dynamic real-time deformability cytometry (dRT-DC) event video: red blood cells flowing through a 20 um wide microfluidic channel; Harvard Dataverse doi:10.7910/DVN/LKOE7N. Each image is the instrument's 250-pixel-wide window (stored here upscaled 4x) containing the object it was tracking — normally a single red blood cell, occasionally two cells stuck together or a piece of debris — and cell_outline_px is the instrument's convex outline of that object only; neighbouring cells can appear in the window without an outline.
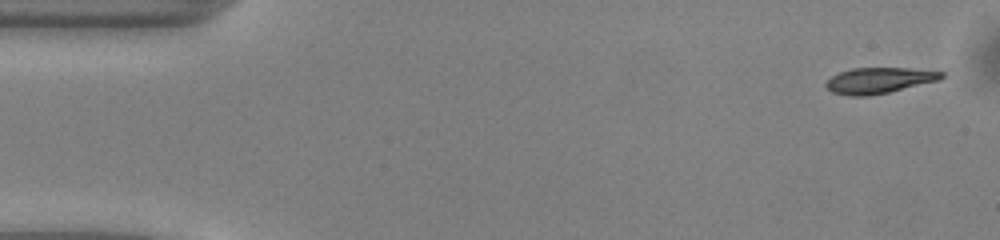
{"species": "common noctule bat (a hibernating species)", "species_latin": "Nyctalus noctula", "temperature_condition": "warm", "stored_images_in_passage": 48, "camera_frame_rate_fps": 3000, "um_per_image_px": 0.085, "animal": {"sex": "male", "body_mass_g": 13.0, "forearm_length_mm": 53.1}, "frame": {"image": 1, "passage_image": 1, "time_ms": 0.0, "image_size_px": [1000, 240], "cell_outline_px": [[944, 76], [940, 80], [888, 92], [868, 96], [848, 96], [832, 92], [824, 84], [832, 76], [840, 72], [852, 68], [908, 68], [944, 72]], "centroid_in_image_um": [74.71, 6.84], "position_along_channel_um": 10.3, "area_um2": 17.28}}
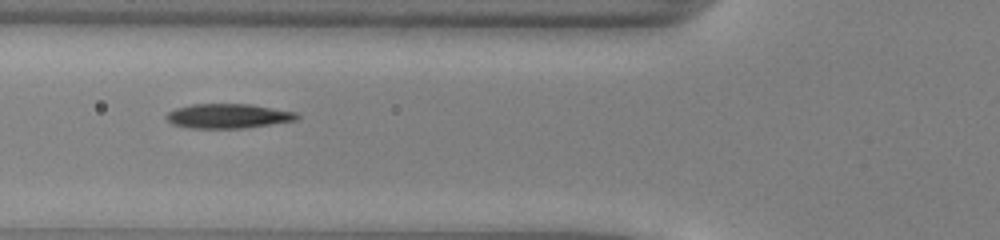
{"frame": {"image": 2, "passage_image": 17, "time_ms": 5.333, "image_size_px": [1000, 240], "cell_outline_px": [[300, 116], [296, 120], [244, 128], [188, 128], [172, 124], [164, 116], [168, 112], [176, 108], [192, 104], [252, 104], [296, 112]], "centroid_in_image_um": [19.37, 9.86], "position_along_channel_um": 106.4, "area_um2": 18.67}}
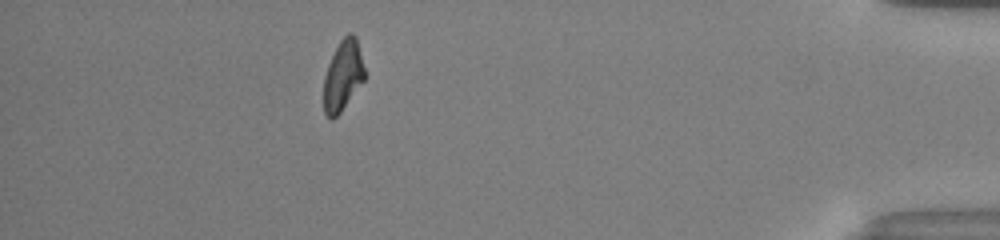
{"frame": {"image": 3, "passage_image": 43, "time_ms": 14.0, "image_size_px": [1000, 240], "cell_outline_px": [[364, 80], [340, 112], [332, 120], [328, 120], [324, 112], [324, 76], [328, 64], [340, 40], [348, 32], [352, 32], [356, 36], [364, 68]], "centroid_in_image_um": [29.13, 6.42], "position_along_channel_um": 406.1, "area_um2": 16.65}, "authors_computed_cell_mechanics": {"area_um2": 18.207, "velocity_mm_per_s": 4.1123, "shape_relaxation_time_tau1_ms": 3.9119, "shape_relaxation_time_tau2_ms": 5.8019, "deformation_change_tau1": 0.1569, "deformation_change_tau2": 0.1414}}